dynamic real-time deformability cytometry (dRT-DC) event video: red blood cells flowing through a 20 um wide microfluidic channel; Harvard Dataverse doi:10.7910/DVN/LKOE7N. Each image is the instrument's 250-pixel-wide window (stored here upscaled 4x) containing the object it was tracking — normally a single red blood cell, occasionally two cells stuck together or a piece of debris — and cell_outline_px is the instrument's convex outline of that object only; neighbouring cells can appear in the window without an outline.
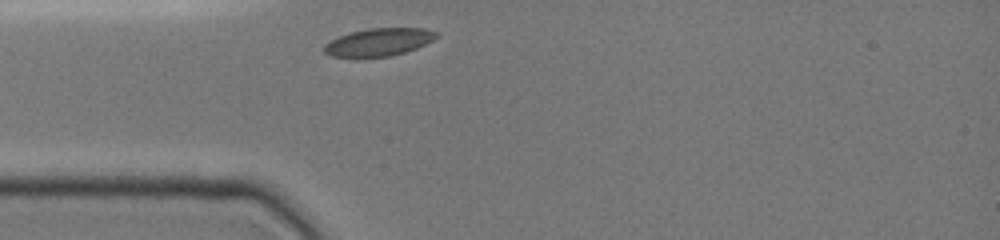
{"species": "common noctule bat (a hibernating species)", "species_latin": "Nyctalus noctula", "temperature_condition": "cold", "stored_images_in_passage": 33, "camera_frame_rate_fps": 3000, "um_per_image_px": 0.085, "animal": {"sex": "female", "body_mass_g": 19.0, "forearm_length_mm": 51.5}, "frame": {"image": 1, "passage_image": 1, "time_ms": 0.0, "image_size_px": [1000, 240], "cell_outline_px": [[440, 36], [416, 48], [404, 52], [388, 56], [356, 60], [332, 56], [324, 52], [320, 48], [324, 44], [348, 32], [368, 28], [424, 28], [436, 32]], "centroid_in_image_um": [32.1, 3.61], "position_along_channel_um": 52.9, "area_um2": 18.73}}
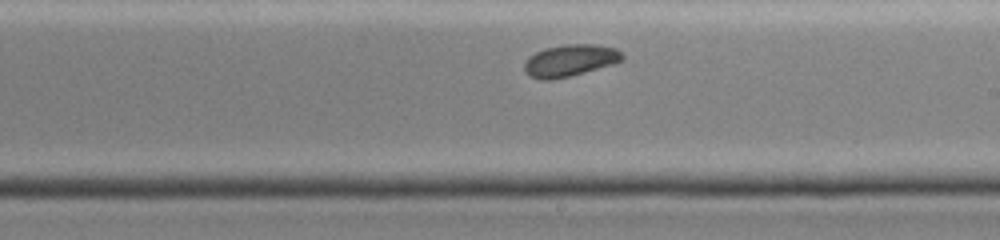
{"frame": {"image": 2, "passage_image": 16, "time_ms": 5.0, "image_size_px": [1000, 240], "cell_outline_px": [[624, 60], [616, 64], [552, 80], [540, 80], [528, 76], [524, 72], [524, 60], [528, 56], [544, 48], [568, 44], [592, 44], [616, 48], [624, 56]], "centroid_in_image_um": [48.43, 5.15], "position_along_channel_um": 240.6, "area_um2": 18.44}}
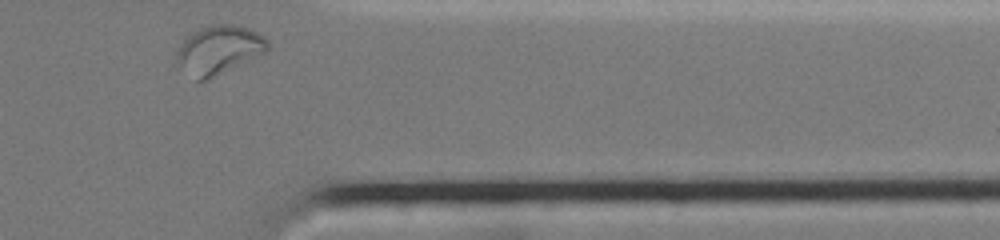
{"frame": {"image": 3, "passage_image": 32, "time_ms": 9.0, "image_size_px": [1000, 240], "cell_outline_px": [[272, 48], [268, 52], [204, 80], [196, 80], [176, 64], [176, 52], [180, 44], [192, 32], [200, 28], [212, 24], [236, 24], [248, 28], [264, 36], [272, 44]], "centroid_in_image_um": [18.64, 4.21], "position_along_channel_um": 392.8, "area_um2": 25.89}, "authors_computed_cell_mechanics": {"area_um2": 18.6116, "velocity_mm_per_s": 3.8375, "shape_relaxation_time_tau1_ms": 3.14, "shape_relaxation_time_tau2_ms": null, "deformation_change_tau1": 0.0828, "deformation_change_tau2": null}}